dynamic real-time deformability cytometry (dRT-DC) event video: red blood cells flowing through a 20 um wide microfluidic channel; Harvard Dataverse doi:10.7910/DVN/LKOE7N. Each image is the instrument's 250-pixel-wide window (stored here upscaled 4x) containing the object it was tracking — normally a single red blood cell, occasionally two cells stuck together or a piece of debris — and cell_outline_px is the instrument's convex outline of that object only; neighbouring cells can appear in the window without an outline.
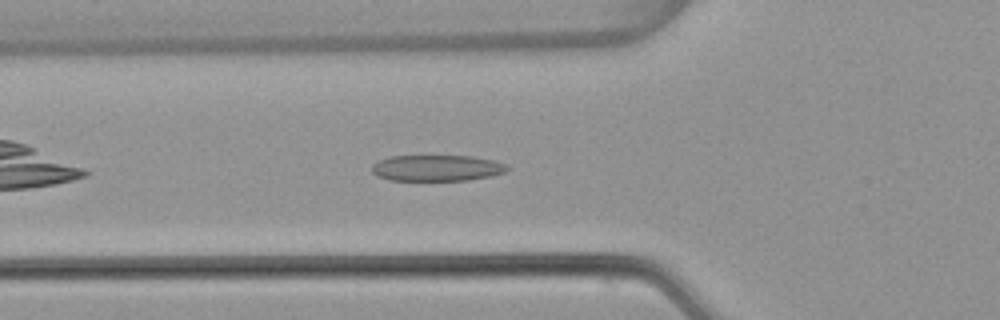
{"species": "common noctule bat (a hibernating species)", "species_latin": "Nyctalus noctula", "temperature_condition": "warm", "stored_images_in_passage": 40, "camera_frame_rate_fps": 3000, "um_per_image_px": 0.085, "animal": {"sex": "female", "body_mass_g": 22.7, "forearm_length_mm": 54.2}, "frame": {"image": 1, "passage_image": 6, "time_ms": 1.667, "image_size_px": [1000, 320], "cell_outline_px": [[512, 168], [504, 172], [492, 176], [468, 180], [388, 180], [376, 176], [372, 172], [372, 164], [388, 156], [472, 156], [492, 160], [508, 164]], "centroid_in_image_um": [37.15, 14.28], "position_along_channel_um": 88.7, "area_um2": 20.75}}
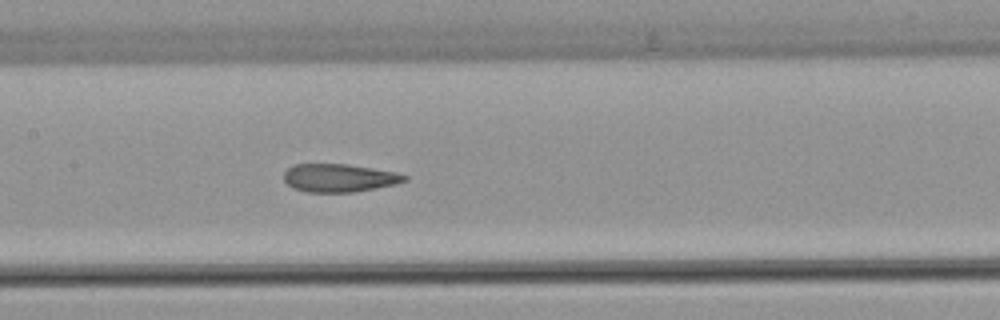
{"frame": {"image": 2, "passage_image": 13, "time_ms": 4.0, "image_size_px": [1000, 320], "cell_outline_px": [[408, 180], [396, 184], [356, 192], [308, 192], [292, 188], [284, 180], [284, 172], [292, 164], [348, 164], [396, 172], [408, 176]], "centroid_in_image_um": [28.83, 15.12], "position_along_channel_um": 178.6, "area_um2": 19.88}}
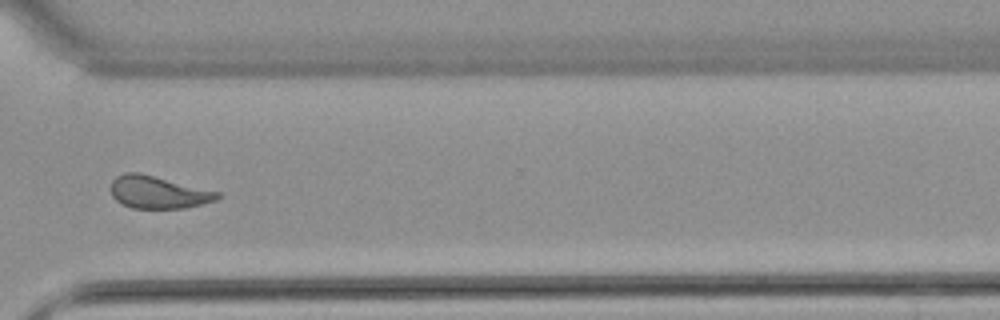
{"frame": {"image": 3, "passage_image": 27, "time_ms": 8.667, "image_size_px": [1000, 320], "cell_outline_px": [[224, 196], [216, 200], [184, 208], [132, 208], [120, 204], [112, 196], [112, 180], [116, 176], [124, 172], [140, 172], [220, 192]], "centroid_in_image_um": [13.45, 16.33], "position_along_channel_um": 357.2, "area_um2": 20.29}, "authors_computed_cell_mechanics": {"area_um2": 20.5768, "velocity_mm_per_s": 3.83, "shape_relaxation_time_tau1_ms": null, "shape_relaxation_time_tau2_ms": 1.6126, "deformation_change_tau1": null, "deformation_change_tau2": 0.1001}}